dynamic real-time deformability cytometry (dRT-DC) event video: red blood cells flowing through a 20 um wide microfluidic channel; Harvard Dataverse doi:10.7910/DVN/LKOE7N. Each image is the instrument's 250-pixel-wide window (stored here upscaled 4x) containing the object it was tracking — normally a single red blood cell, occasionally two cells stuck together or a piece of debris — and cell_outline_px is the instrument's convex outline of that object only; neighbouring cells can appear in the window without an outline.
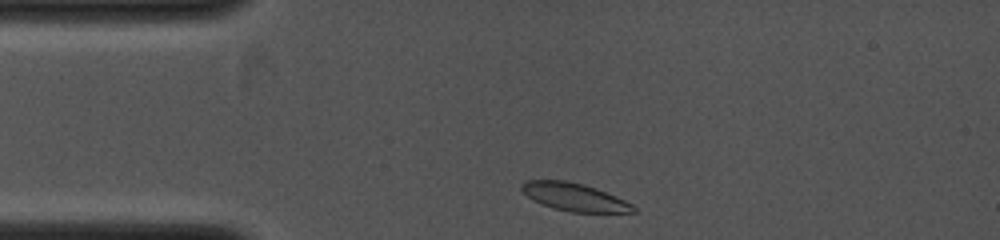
{"species": "common noctule bat (a hibernating species)", "species_latin": "Nyctalus noctula", "temperature_condition": "cold", "stored_images_in_passage": 11, "camera_frame_rate_fps": 4000, "um_per_image_px": 0.085, "animal": {"sex": "female", "body_mass_g": 19.0, "forearm_length_mm": 53.3}, "frame": {"image": 1, "passage_image": 1, "time_ms": 0.0, "image_size_px": [1000, 240], "cell_outline_px": [[636, 212], [572, 212], [540, 204], [532, 200], [520, 188], [520, 184], [524, 180], [564, 180], [584, 184], [596, 188], [616, 196], [632, 204], [636, 208]], "centroid_in_image_um": [48.79, 16.73], "position_along_channel_um": 36.2, "area_um2": 18.09}}
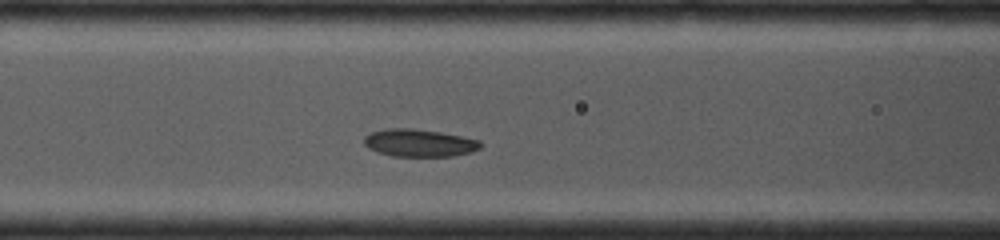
{"frame": {"image": 2, "passage_image": 8, "time_ms": 2.5, "image_size_px": [1000, 240], "cell_outline_px": [[484, 144], [480, 148], [472, 152], [452, 156], [392, 156], [376, 152], [368, 148], [364, 144], [364, 136], [372, 132], [384, 128], [412, 128], [440, 132], [480, 140]], "centroid_in_image_um": [35.63, 12.15], "position_along_channel_um": 131.0, "area_um2": 18.84}}
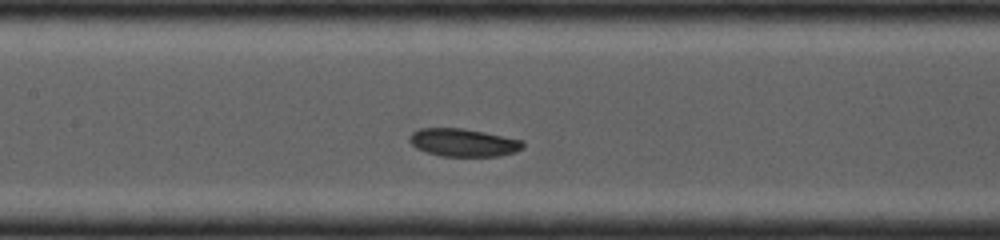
{"frame": {"image": 3, "passage_image": 10, "time_ms": 3.25, "image_size_px": [1000, 240], "cell_outline_px": [[524, 148], [516, 152], [500, 156], [440, 156], [416, 148], [408, 140], [408, 136], [412, 132], [420, 128], [460, 128], [484, 132], [524, 140]], "centroid_in_image_um": [39.4, 12.12], "position_along_channel_um": 168.0, "area_um2": 18.55}}